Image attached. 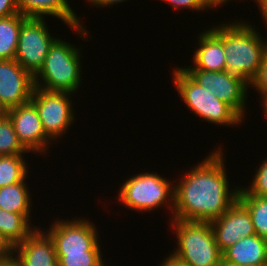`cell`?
Returning <instances> with one entry per match:
<instances>
[{
    "instance_id": "obj_13",
    "label": "cell",
    "mask_w": 267,
    "mask_h": 266,
    "mask_svg": "<svg viewBox=\"0 0 267 266\" xmlns=\"http://www.w3.org/2000/svg\"><path fill=\"white\" fill-rule=\"evenodd\" d=\"M210 224L222 253L241 238L255 235L250 213L238 200Z\"/></svg>"
},
{
    "instance_id": "obj_12",
    "label": "cell",
    "mask_w": 267,
    "mask_h": 266,
    "mask_svg": "<svg viewBox=\"0 0 267 266\" xmlns=\"http://www.w3.org/2000/svg\"><path fill=\"white\" fill-rule=\"evenodd\" d=\"M34 76L14 59L0 60V102L9 110L30 102Z\"/></svg>"
},
{
    "instance_id": "obj_30",
    "label": "cell",
    "mask_w": 267,
    "mask_h": 266,
    "mask_svg": "<svg viewBox=\"0 0 267 266\" xmlns=\"http://www.w3.org/2000/svg\"><path fill=\"white\" fill-rule=\"evenodd\" d=\"M124 1L127 2V0H87V2L90 3V5H93L94 7H99V8H103V7H109V6H113L119 3H123ZM109 5V6H108Z\"/></svg>"
},
{
    "instance_id": "obj_32",
    "label": "cell",
    "mask_w": 267,
    "mask_h": 266,
    "mask_svg": "<svg viewBox=\"0 0 267 266\" xmlns=\"http://www.w3.org/2000/svg\"><path fill=\"white\" fill-rule=\"evenodd\" d=\"M228 1L232 0H202L206 10L219 8L221 5H225ZM219 6V7H218Z\"/></svg>"
},
{
    "instance_id": "obj_27",
    "label": "cell",
    "mask_w": 267,
    "mask_h": 266,
    "mask_svg": "<svg viewBox=\"0 0 267 266\" xmlns=\"http://www.w3.org/2000/svg\"><path fill=\"white\" fill-rule=\"evenodd\" d=\"M166 4H169L172 9L177 11V9H191L192 11L196 10V12L199 11H206V8L202 2V0H161Z\"/></svg>"
},
{
    "instance_id": "obj_5",
    "label": "cell",
    "mask_w": 267,
    "mask_h": 266,
    "mask_svg": "<svg viewBox=\"0 0 267 266\" xmlns=\"http://www.w3.org/2000/svg\"><path fill=\"white\" fill-rule=\"evenodd\" d=\"M172 80L185 106L208 123L237 126L243 118L232 106L218 99L210 91L197 84L182 68H174Z\"/></svg>"
},
{
    "instance_id": "obj_6",
    "label": "cell",
    "mask_w": 267,
    "mask_h": 266,
    "mask_svg": "<svg viewBox=\"0 0 267 266\" xmlns=\"http://www.w3.org/2000/svg\"><path fill=\"white\" fill-rule=\"evenodd\" d=\"M155 172H140L122 182L118 202L126 209L145 212L166 205L169 213L174 209V184Z\"/></svg>"
},
{
    "instance_id": "obj_36",
    "label": "cell",
    "mask_w": 267,
    "mask_h": 266,
    "mask_svg": "<svg viewBox=\"0 0 267 266\" xmlns=\"http://www.w3.org/2000/svg\"><path fill=\"white\" fill-rule=\"evenodd\" d=\"M262 107H263L264 116H266V120H267V99L262 103Z\"/></svg>"
},
{
    "instance_id": "obj_19",
    "label": "cell",
    "mask_w": 267,
    "mask_h": 266,
    "mask_svg": "<svg viewBox=\"0 0 267 266\" xmlns=\"http://www.w3.org/2000/svg\"><path fill=\"white\" fill-rule=\"evenodd\" d=\"M36 228L23 214L0 208V232L13 247L23 242Z\"/></svg>"
},
{
    "instance_id": "obj_37",
    "label": "cell",
    "mask_w": 267,
    "mask_h": 266,
    "mask_svg": "<svg viewBox=\"0 0 267 266\" xmlns=\"http://www.w3.org/2000/svg\"><path fill=\"white\" fill-rule=\"evenodd\" d=\"M219 266H237V265L230 264V263H228V262H226V261H224L222 259V261L220 262Z\"/></svg>"
},
{
    "instance_id": "obj_14",
    "label": "cell",
    "mask_w": 267,
    "mask_h": 266,
    "mask_svg": "<svg viewBox=\"0 0 267 266\" xmlns=\"http://www.w3.org/2000/svg\"><path fill=\"white\" fill-rule=\"evenodd\" d=\"M198 47L193 55V65L182 69H200L203 71H225V52L223 47V24L212 26L199 33Z\"/></svg>"
},
{
    "instance_id": "obj_4",
    "label": "cell",
    "mask_w": 267,
    "mask_h": 266,
    "mask_svg": "<svg viewBox=\"0 0 267 266\" xmlns=\"http://www.w3.org/2000/svg\"><path fill=\"white\" fill-rule=\"evenodd\" d=\"M170 224L177 237L174 257L188 266H219L223 256L210 222L171 219Z\"/></svg>"
},
{
    "instance_id": "obj_29",
    "label": "cell",
    "mask_w": 267,
    "mask_h": 266,
    "mask_svg": "<svg viewBox=\"0 0 267 266\" xmlns=\"http://www.w3.org/2000/svg\"><path fill=\"white\" fill-rule=\"evenodd\" d=\"M14 247L0 232V262L13 259Z\"/></svg>"
},
{
    "instance_id": "obj_34",
    "label": "cell",
    "mask_w": 267,
    "mask_h": 266,
    "mask_svg": "<svg viewBox=\"0 0 267 266\" xmlns=\"http://www.w3.org/2000/svg\"><path fill=\"white\" fill-rule=\"evenodd\" d=\"M0 266H19L14 259L0 262Z\"/></svg>"
},
{
    "instance_id": "obj_20",
    "label": "cell",
    "mask_w": 267,
    "mask_h": 266,
    "mask_svg": "<svg viewBox=\"0 0 267 266\" xmlns=\"http://www.w3.org/2000/svg\"><path fill=\"white\" fill-rule=\"evenodd\" d=\"M27 18L21 13L0 18V60L15 59L19 31Z\"/></svg>"
},
{
    "instance_id": "obj_21",
    "label": "cell",
    "mask_w": 267,
    "mask_h": 266,
    "mask_svg": "<svg viewBox=\"0 0 267 266\" xmlns=\"http://www.w3.org/2000/svg\"><path fill=\"white\" fill-rule=\"evenodd\" d=\"M24 156H0V188L21 182L28 175L29 165Z\"/></svg>"
},
{
    "instance_id": "obj_28",
    "label": "cell",
    "mask_w": 267,
    "mask_h": 266,
    "mask_svg": "<svg viewBox=\"0 0 267 266\" xmlns=\"http://www.w3.org/2000/svg\"><path fill=\"white\" fill-rule=\"evenodd\" d=\"M20 13L17 0H0V18Z\"/></svg>"
},
{
    "instance_id": "obj_18",
    "label": "cell",
    "mask_w": 267,
    "mask_h": 266,
    "mask_svg": "<svg viewBox=\"0 0 267 266\" xmlns=\"http://www.w3.org/2000/svg\"><path fill=\"white\" fill-rule=\"evenodd\" d=\"M28 175L16 184L0 188V208L5 211L23 214L31 221L32 197L26 179Z\"/></svg>"
},
{
    "instance_id": "obj_10",
    "label": "cell",
    "mask_w": 267,
    "mask_h": 266,
    "mask_svg": "<svg viewBox=\"0 0 267 266\" xmlns=\"http://www.w3.org/2000/svg\"><path fill=\"white\" fill-rule=\"evenodd\" d=\"M197 84L218 99L232 106L242 117L246 114L249 85L227 71L213 72L200 69H183Z\"/></svg>"
},
{
    "instance_id": "obj_23",
    "label": "cell",
    "mask_w": 267,
    "mask_h": 266,
    "mask_svg": "<svg viewBox=\"0 0 267 266\" xmlns=\"http://www.w3.org/2000/svg\"><path fill=\"white\" fill-rule=\"evenodd\" d=\"M28 151L17 138L14 125L8 115L0 119V156L26 155Z\"/></svg>"
},
{
    "instance_id": "obj_26",
    "label": "cell",
    "mask_w": 267,
    "mask_h": 266,
    "mask_svg": "<svg viewBox=\"0 0 267 266\" xmlns=\"http://www.w3.org/2000/svg\"><path fill=\"white\" fill-rule=\"evenodd\" d=\"M249 87L259 93V96H261V103H263L267 99V49L262 58V63L260 65L258 73L253 78Z\"/></svg>"
},
{
    "instance_id": "obj_15",
    "label": "cell",
    "mask_w": 267,
    "mask_h": 266,
    "mask_svg": "<svg viewBox=\"0 0 267 266\" xmlns=\"http://www.w3.org/2000/svg\"><path fill=\"white\" fill-rule=\"evenodd\" d=\"M13 259L19 266H58L55 246L50 235L37 228L14 247Z\"/></svg>"
},
{
    "instance_id": "obj_38",
    "label": "cell",
    "mask_w": 267,
    "mask_h": 266,
    "mask_svg": "<svg viewBox=\"0 0 267 266\" xmlns=\"http://www.w3.org/2000/svg\"><path fill=\"white\" fill-rule=\"evenodd\" d=\"M255 2H256V4H258V3H260V1H262V0H254Z\"/></svg>"
},
{
    "instance_id": "obj_35",
    "label": "cell",
    "mask_w": 267,
    "mask_h": 266,
    "mask_svg": "<svg viewBox=\"0 0 267 266\" xmlns=\"http://www.w3.org/2000/svg\"><path fill=\"white\" fill-rule=\"evenodd\" d=\"M7 115V110L0 102V119L5 117Z\"/></svg>"
},
{
    "instance_id": "obj_7",
    "label": "cell",
    "mask_w": 267,
    "mask_h": 266,
    "mask_svg": "<svg viewBox=\"0 0 267 266\" xmlns=\"http://www.w3.org/2000/svg\"><path fill=\"white\" fill-rule=\"evenodd\" d=\"M70 92L46 91L34 88L30 102L36 107L46 136L57 141L76 121ZM70 98V99H69ZM61 136V137H60Z\"/></svg>"
},
{
    "instance_id": "obj_17",
    "label": "cell",
    "mask_w": 267,
    "mask_h": 266,
    "mask_svg": "<svg viewBox=\"0 0 267 266\" xmlns=\"http://www.w3.org/2000/svg\"><path fill=\"white\" fill-rule=\"evenodd\" d=\"M222 256L224 261L237 266H264L267 262V240L257 234L241 238Z\"/></svg>"
},
{
    "instance_id": "obj_33",
    "label": "cell",
    "mask_w": 267,
    "mask_h": 266,
    "mask_svg": "<svg viewBox=\"0 0 267 266\" xmlns=\"http://www.w3.org/2000/svg\"><path fill=\"white\" fill-rule=\"evenodd\" d=\"M258 7L260 8V14L262 15L263 21L267 26V0L260 1V3H258Z\"/></svg>"
},
{
    "instance_id": "obj_3",
    "label": "cell",
    "mask_w": 267,
    "mask_h": 266,
    "mask_svg": "<svg viewBox=\"0 0 267 266\" xmlns=\"http://www.w3.org/2000/svg\"><path fill=\"white\" fill-rule=\"evenodd\" d=\"M80 53L79 47L56 38L48 50L42 68L34 76L35 87L76 94L81 87L83 74Z\"/></svg>"
},
{
    "instance_id": "obj_25",
    "label": "cell",
    "mask_w": 267,
    "mask_h": 266,
    "mask_svg": "<svg viewBox=\"0 0 267 266\" xmlns=\"http://www.w3.org/2000/svg\"><path fill=\"white\" fill-rule=\"evenodd\" d=\"M259 164L250 185L247 187L242 185L239 188L238 195H257L267 198V158Z\"/></svg>"
},
{
    "instance_id": "obj_2",
    "label": "cell",
    "mask_w": 267,
    "mask_h": 266,
    "mask_svg": "<svg viewBox=\"0 0 267 266\" xmlns=\"http://www.w3.org/2000/svg\"><path fill=\"white\" fill-rule=\"evenodd\" d=\"M228 23H223L225 71L250 85L262 63L267 49V39L261 36L258 28L249 21L237 20Z\"/></svg>"
},
{
    "instance_id": "obj_31",
    "label": "cell",
    "mask_w": 267,
    "mask_h": 266,
    "mask_svg": "<svg viewBox=\"0 0 267 266\" xmlns=\"http://www.w3.org/2000/svg\"><path fill=\"white\" fill-rule=\"evenodd\" d=\"M165 260L162 261L158 266H188L186 263L180 261L178 258L174 257L171 253Z\"/></svg>"
},
{
    "instance_id": "obj_8",
    "label": "cell",
    "mask_w": 267,
    "mask_h": 266,
    "mask_svg": "<svg viewBox=\"0 0 267 266\" xmlns=\"http://www.w3.org/2000/svg\"><path fill=\"white\" fill-rule=\"evenodd\" d=\"M45 18L28 17L19 31L15 61L35 76L57 38L50 34Z\"/></svg>"
},
{
    "instance_id": "obj_16",
    "label": "cell",
    "mask_w": 267,
    "mask_h": 266,
    "mask_svg": "<svg viewBox=\"0 0 267 266\" xmlns=\"http://www.w3.org/2000/svg\"><path fill=\"white\" fill-rule=\"evenodd\" d=\"M69 0H17L19 12L26 17L45 18L56 17L64 24L84 37H89L88 30L81 19L70 7Z\"/></svg>"
},
{
    "instance_id": "obj_9",
    "label": "cell",
    "mask_w": 267,
    "mask_h": 266,
    "mask_svg": "<svg viewBox=\"0 0 267 266\" xmlns=\"http://www.w3.org/2000/svg\"><path fill=\"white\" fill-rule=\"evenodd\" d=\"M47 233L52 238L56 254H76L101 250L94 222L85 218L55 219Z\"/></svg>"
},
{
    "instance_id": "obj_1",
    "label": "cell",
    "mask_w": 267,
    "mask_h": 266,
    "mask_svg": "<svg viewBox=\"0 0 267 266\" xmlns=\"http://www.w3.org/2000/svg\"><path fill=\"white\" fill-rule=\"evenodd\" d=\"M214 149L175 181L172 219L210 222L236 202L240 185L229 189L226 156L221 146Z\"/></svg>"
},
{
    "instance_id": "obj_11",
    "label": "cell",
    "mask_w": 267,
    "mask_h": 266,
    "mask_svg": "<svg viewBox=\"0 0 267 266\" xmlns=\"http://www.w3.org/2000/svg\"><path fill=\"white\" fill-rule=\"evenodd\" d=\"M7 115L12 120L19 142L29 153L48 154L46 151L53 143L46 136L37 109L31 102L7 110Z\"/></svg>"
},
{
    "instance_id": "obj_22",
    "label": "cell",
    "mask_w": 267,
    "mask_h": 266,
    "mask_svg": "<svg viewBox=\"0 0 267 266\" xmlns=\"http://www.w3.org/2000/svg\"><path fill=\"white\" fill-rule=\"evenodd\" d=\"M237 200L249 211L255 234L267 240V198L238 195Z\"/></svg>"
},
{
    "instance_id": "obj_24",
    "label": "cell",
    "mask_w": 267,
    "mask_h": 266,
    "mask_svg": "<svg viewBox=\"0 0 267 266\" xmlns=\"http://www.w3.org/2000/svg\"><path fill=\"white\" fill-rule=\"evenodd\" d=\"M101 252V250H89L84 253L57 254L58 266H108Z\"/></svg>"
}]
</instances>
